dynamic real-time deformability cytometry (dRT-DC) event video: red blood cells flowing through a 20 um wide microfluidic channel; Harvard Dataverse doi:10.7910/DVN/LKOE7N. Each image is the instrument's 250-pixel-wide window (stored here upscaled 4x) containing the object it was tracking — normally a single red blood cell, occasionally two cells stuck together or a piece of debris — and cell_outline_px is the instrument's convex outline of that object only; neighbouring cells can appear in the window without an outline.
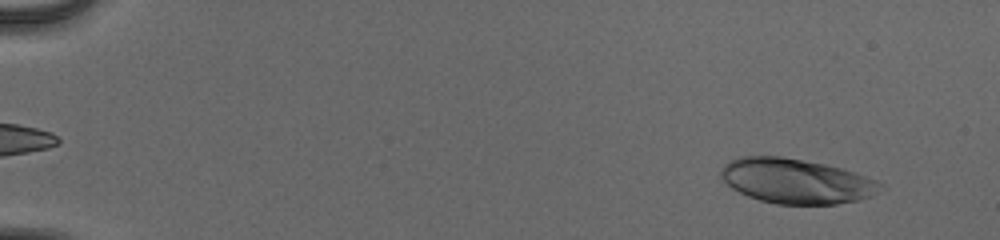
{"species": "human", "species_latin": "Homo sapiens", "temperature_condition": "cold", "stored_images_in_passage": 53, "camera_frame_rate_fps": 3000, "um_per_image_px": 0.085, "donor": {"sex": "male"}, "frame": {"image": 1, "passage_image": 5, "time_ms": 1.333, "image_size_px": [1000, 240], "cell_outline_px": [[888, 188], [872, 196], [860, 200], [836, 204], [776, 204], [760, 200], [748, 196], [732, 188], [720, 176], [720, 172], [724, 164], [728, 160], [740, 156], [780, 156], [824, 164], [856, 172], [876, 180], [884, 184]], "centroid_in_image_um": [67.72, 15.39], "position_along_channel_um": 17.3, "area_um2": 41.96}}
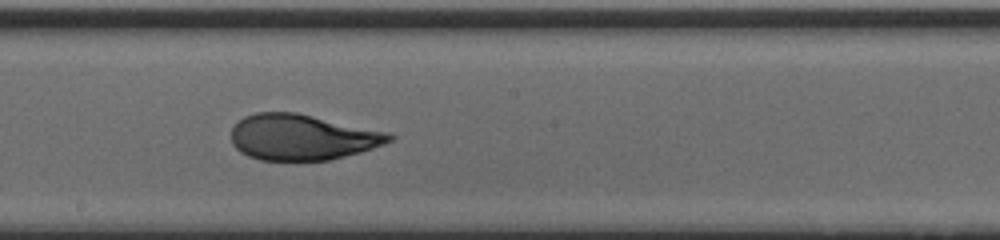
{"frame": {"image": 2, "passage_image": 32, "time_ms": 10.333, "image_size_px": [1000, 240], "cell_outline_px": [[396, 136], [392, 140], [384, 144], [360, 152], [328, 160], [260, 160], [248, 156], [240, 152], [232, 144], [232, 128], [244, 116], [256, 112], [296, 112], [388, 132]], "centroid_in_image_um": [25.67, 11.66], "position_along_channel_um": 222.5, "area_um2": 42.02}}
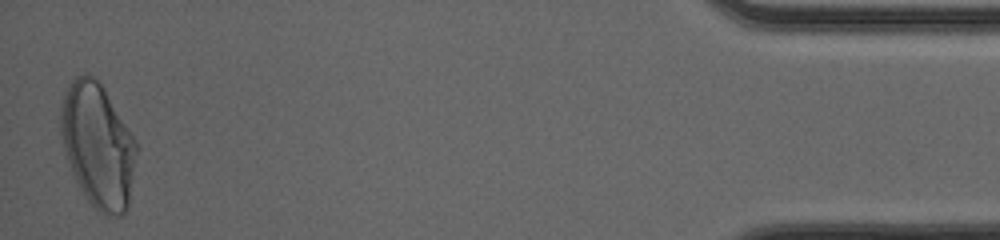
{"frame": {"image": 3, "passage_image": 53, "time_ms": 17.333, "image_size_px": [1000, 240], "cell_outline_px": [[140, 148], [128, 204], [124, 212], [120, 216], [104, 216], [84, 196], [72, 172], [64, 148], [60, 132], [60, 108], [64, 92], [72, 80], [76, 76], [84, 72], [88, 72], [96, 76], [140, 144]], "centroid_in_image_um": [8.35, 12.32], "position_along_channel_um": 426.8, "area_um2": 55.72}, "authors_computed_cell_mechanics": {"area_um2": 42.3096, "velocity_mm_per_s": 3.9856, "shape_relaxation_time_tau1_ms": 5.4851, "shape_relaxation_time_tau2_ms": 0.9293, "deformation_change_tau1": 0.2214, "deformation_change_tau2": 0.0604}}